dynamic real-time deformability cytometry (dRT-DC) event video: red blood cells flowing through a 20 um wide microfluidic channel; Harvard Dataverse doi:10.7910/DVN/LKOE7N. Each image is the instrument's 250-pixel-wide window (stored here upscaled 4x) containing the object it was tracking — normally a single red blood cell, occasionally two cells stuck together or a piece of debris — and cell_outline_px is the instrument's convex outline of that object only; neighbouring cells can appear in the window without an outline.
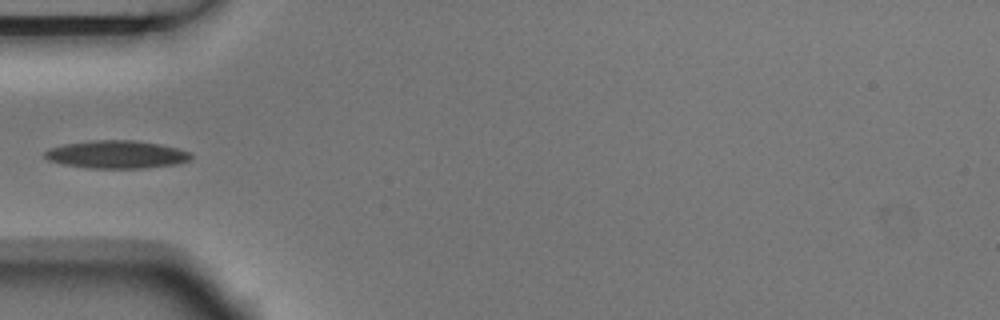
{"species": "Egyptian fruit bat (a non-hibernating species)", "species_latin": "Rousettus aegyptiacus", "temperature_condition": "room temperature", "stored_images_in_passage": 4, "camera_frame_rate_fps": 3000, "um_per_image_px": 0.085, "animal": {"sex": "male"}, "frame": {"image": 1, "passage_image": 4, "time_ms": 1.0, "image_size_px": [1000, 320], "cell_outline_px": [[192, 156], [188, 160], [180, 164], [144, 168], [88, 168], [64, 164], [48, 160], [44, 156], [44, 152], [48, 148], [64, 144], [92, 140], [136, 140], [160, 144], [192, 152]], "centroid_in_image_um": [9.92, 13.13], "position_along_channel_um": 75.1, "area_um2": 23.87}}